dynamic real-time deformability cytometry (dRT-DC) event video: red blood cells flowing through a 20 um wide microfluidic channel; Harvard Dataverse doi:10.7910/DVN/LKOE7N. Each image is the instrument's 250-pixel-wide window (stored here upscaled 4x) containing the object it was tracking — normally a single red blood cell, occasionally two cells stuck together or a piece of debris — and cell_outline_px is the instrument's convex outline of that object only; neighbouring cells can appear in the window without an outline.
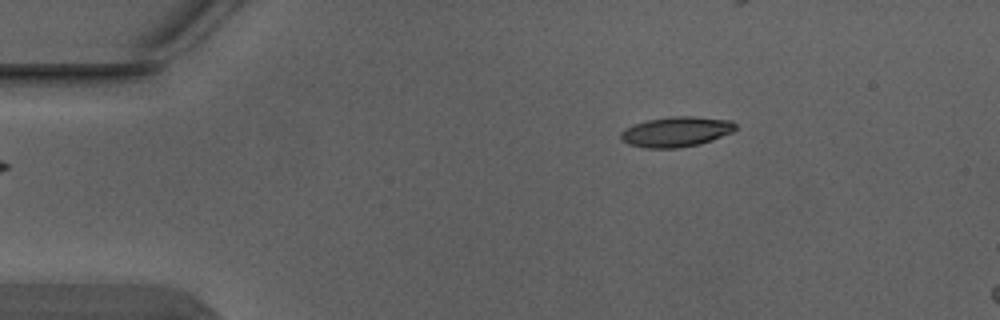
{"species": "Egyptian fruit bat (a non-hibernating species)", "species_latin": "Rousettus aegyptiacus", "temperature_condition": "warm", "stored_images_in_passage": 2, "camera_frame_rate_fps": 3000, "um_per_image_px": 0.085, "animal": {"sex": "male"}, "frame": {"image": 1, "passage_image": 2, "time_ms": 0.333, "image_size_px": [1000, 320], "cell_outline_px": [[736, 128], [732, 132], [712, 140], [700, 144], [680, 148], [644, 148], [628, 144], [620, 140], [620, 132], [624, 128], [632, 124], [648, 120], [672, 116], [692, 116], [732, 120], [736, 124]], "centroid_in_image_um": [57.44, 11.2], "position_along_channel_um": 27.6, "area_um2": 20.4}}